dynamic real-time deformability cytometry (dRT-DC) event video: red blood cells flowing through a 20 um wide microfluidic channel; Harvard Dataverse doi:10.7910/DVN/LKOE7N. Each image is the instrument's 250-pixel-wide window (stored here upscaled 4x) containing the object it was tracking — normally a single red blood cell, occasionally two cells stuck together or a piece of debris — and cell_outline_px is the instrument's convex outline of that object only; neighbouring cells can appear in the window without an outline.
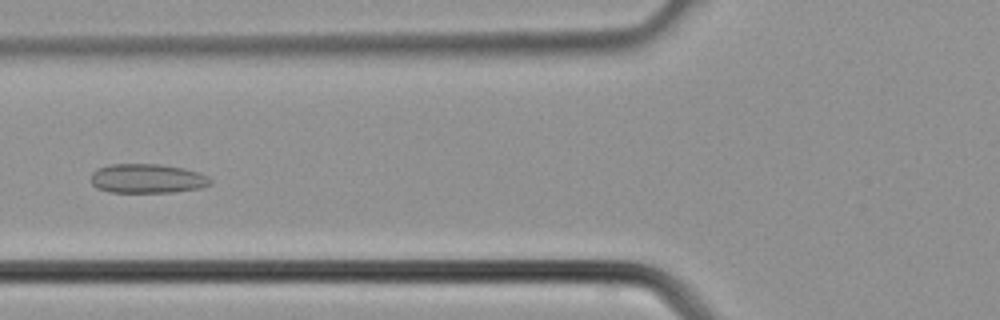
{"species": "common noctule bat (a hibernating species)", "species_latin": "Nyctalus noctula", "temperature_condition": "cold", "stored_images_in_passage": 38, "camera_frame_rate_fps": 3000, "um_per_image_px": 0.085, "animal": {"sex": "male", "body_mass_g": 21.5, "forearm_length_mm": 52.0}, "frame": {"image": 1, "passage_image": 15, "time_ms": 4.667, "image_size_px": [1000, 320], "cell_outline_px": [[212, 184], [200, 188], [172, 192], [108, 192], [96, 188], [92, 184], [92, 172], [96, 168], [112, 164], [160, 164], [184, 168], [200, 172], [208, 176], [212, 180]], "centroid_in_image_um": [12.53, 15.17], "position_along_channel_um": 113.3, "area_um2": 20.58}}
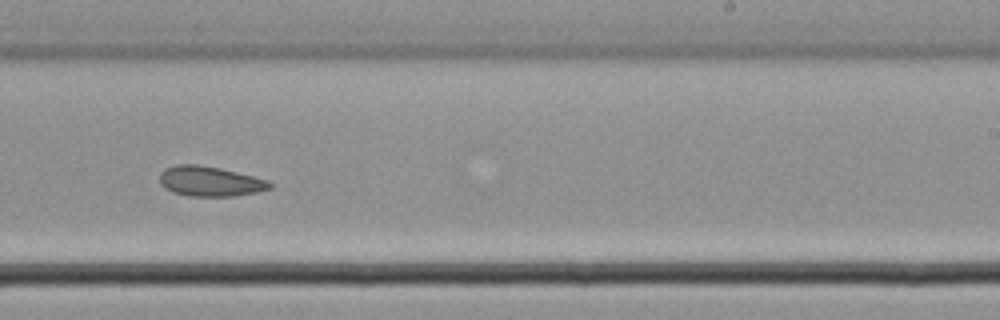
{"frame": {"image": 2, "passage_image": 24, "time_ms": 7.667, "image_size_px": [1000, 320], "cell_outline_px": [[272, 188], [256, 192], [232, 196], [188, 196], [172, 192], [164, 188], [160, 184], [160, 172], [164, 168], [176, 164], [196, 164], [220, 168], [268, 180], [272, 184]], "centroid_in_image_um": [17.8, 15.41], "position_along_channel_um": 271.2, "area_um2": 19.31}}
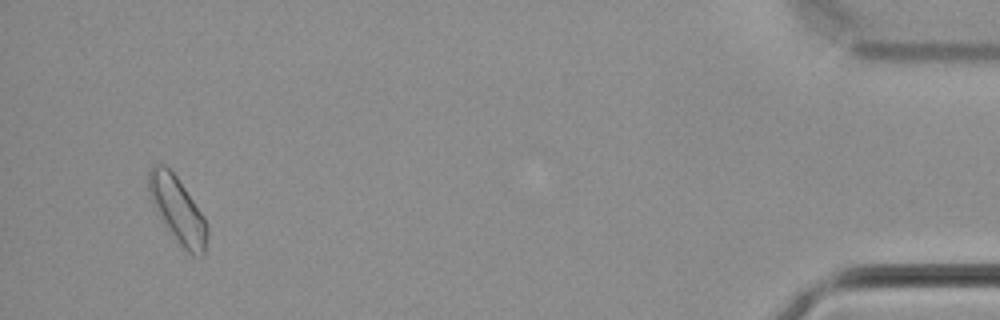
{"frame": {"image": 3, "passage_image": 37, "time_ms": 12.0, "image_size_px": [1000, 320], "cell_outline_px": [[208, 236], [204, 256], [192, 256], [168, 232], [160, 220], [156, 212], [148, 188], [148, 172], [152, 164], [164, 164], [176, 176], [204, 216], [208, 228]], "centroid_in_image_um": [15.1, 17.87], "position_along_channel_um": 420.1, "area_um2": 22.6}}